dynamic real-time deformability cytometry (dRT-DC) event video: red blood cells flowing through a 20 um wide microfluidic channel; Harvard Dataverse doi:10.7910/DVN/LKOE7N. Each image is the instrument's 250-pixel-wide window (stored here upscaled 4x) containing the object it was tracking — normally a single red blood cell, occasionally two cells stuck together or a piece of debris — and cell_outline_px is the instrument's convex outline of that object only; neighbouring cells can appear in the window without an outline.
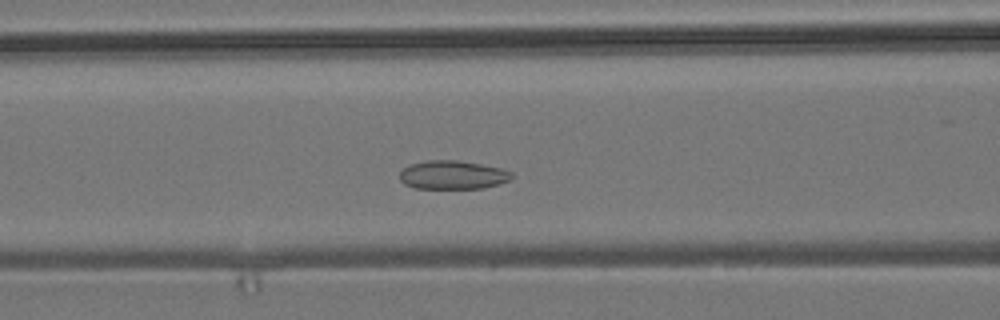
{"species": "common noctule bat (a hibernating species)", "species_latin": "Nyctalus noctula", "temperature_condition": "room temperature", "stored_images_in_passage": 50, "camera_frame_rate_fps": 3000, "um_per_image_px": 0.085, "animal": {"sex": "male", "body_mass_g": 19.2, "forearm_length_mm": 51.8}, "frame": {"image": 1, "passage_image": 17, "time_ms": 5.333, "image_size_px": [1000, 320], "cell_outline_px": [[512, 176], [508, 180], [484, 188], [412, 188], [404, 184], [400, 180], [400, 172], [408, 164], [428, 160], [456, 160], [480, 164], [500, 168], [512, 172]], "centroid_in_image_um": [38.42, 14.86], "position_along_channel_um": 128.2, "area_um2": 18.55}}
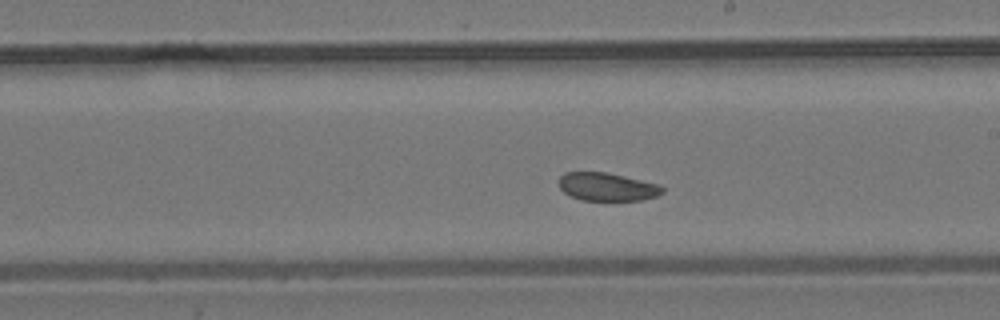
{"frame": {"image": 2, "passage_image": 26, "time_ms": 8.333, "image_size_px": [1000, 320], "cell_outline_px": [[664, 192], [656, 196], [640, 200], [580, 200], [568, 196], [560, 188], [560, 176], [564, 172], [604, 172], [624, 176], [660, 184], [664, 188]], "centroid_in_image_um": [51.6, 15.88], "position_along_channel_um": 237.4, "area_um2": 16.99}}
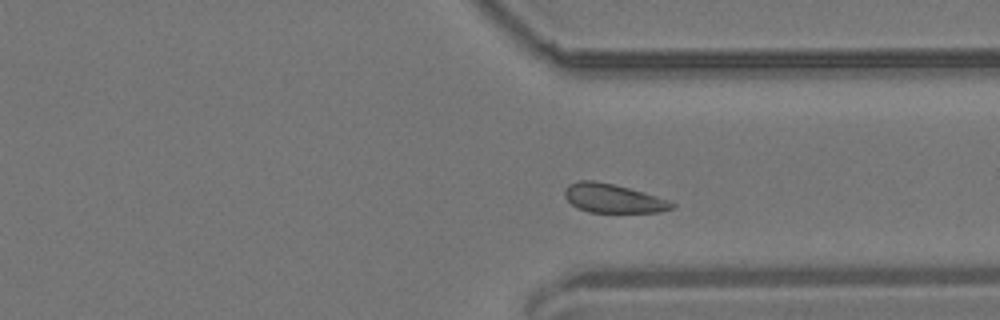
{"frame": {"image": 3, "passage_image": 36, "time_ms": 11.667, "image_size_px": [1000, 320], "cell_outline_px": [[676, 204], [672, 208], [660, 212], [588, 212], [576, 208], [564, 196], [564, 188], [568, 184], [580, 180], [592, 180], [612, 184], [644, 192], [668, 200]], "centroid_in_image_um": [52.07, 16.86], "position_along_channel_um": 359.3, "area_um2": 17.98}, "authors_computed_cell_mechanics": {"area_um2": 18.785, "velocity_mm_per_s": 3.6553, "shape_relaxation_time_tau1_ms": null, "shape_relaxation_time_tau2_ms": 6.5954, "deformation_change_tau1": null, "deformation_change_tau2": 0.1162}}